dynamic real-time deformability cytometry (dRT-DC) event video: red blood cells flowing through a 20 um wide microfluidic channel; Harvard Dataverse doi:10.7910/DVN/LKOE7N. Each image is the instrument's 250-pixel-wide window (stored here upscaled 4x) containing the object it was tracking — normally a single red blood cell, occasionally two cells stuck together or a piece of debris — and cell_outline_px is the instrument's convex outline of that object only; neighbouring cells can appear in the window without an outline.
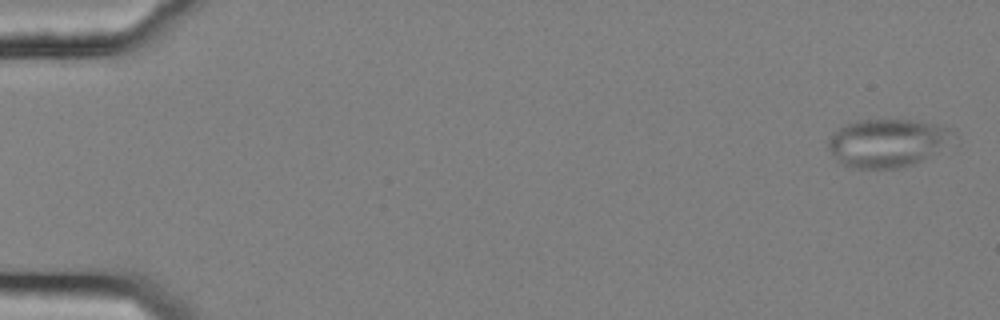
{"species": "common noctule bat (a hibernating species)", "species_latin": "Nyctalus noctula", "temperature_condition": "cold", "stored_images_in_passage": 4, "camera_frame_rate_fps": 3000, "um_per_image_px": 0.085, "animal": {"sex": "female", "body_mass_g": 25.1}, "frame": {"image": 1, "passage_image": 2, "time_ms": 0.333, "image_size_px": [1000, 320], "cell_outline_px": [[956, 136], [920, 160], [912, 164], [896, 168], [856, 168], [844, 164], [836, 160], [828, 148], [828, 140], [832, 132], [844, 124], [856, 120], [908, 120], [936, 124], [956, 128]], "centroid_in_image_um": [75.37, 12.11], "position_along_channel_um": 9.6, "area_um2": 34.68}}